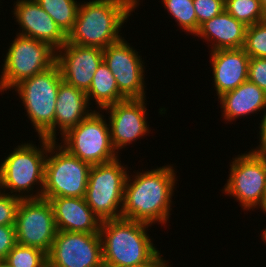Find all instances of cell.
Segmentation results:
<instances>
[{"label": "cell", "instance_id": "obj_1", "mask_svg": "<svg viewBox=\"0 0 266 267\" xmlns=\"http://www.w3.org/2000/svg\"><path fill=\"white\" fill-rule=\"evenodd\" d=\"M174 169L171 164L137 171L135 175L128 173L121 218L149 225L166 224L171 215L175 181H178Z\"/></svg>", "mask_w": 266, "mask_h": 267}, {"label": "cell", "instance_id": "obj_2", "mask_svg": "<svg viewBox=\"0 0 266 267\" xmlns=\"http://www.w3.org/2000/svg\"><path fill=\"white\" fill-rule=\"evenodd\" d=\"M84 2V3H83ZM80 2L67 43L106 48L120 41L119 33L140 0H89Z\"/></svg>", "mask_w": 266, "mask_h": 267}, {"label": "cell", "instance_id": "obj_3", "mask_svg": "<svg viewBox=\"0 0 266 267\" xmlns=\"http://www.w3.org/2000/svg\"><path fill=\"white\" fill-rule=\"evenodd\" d=\"M149 227L124 218L102 221L99 234L104 267H134L151 259L159 250L147 233Z\"/></svg>", "mask_w": 266, "mask_h": 267}, {"label": "cell", "instance_id": "obj_4", "mask_svg": "<svg viewBox=\"0 0 266 267\" xmlns=\"http://www.w3.org/2000/svg\"><path fill=\"white\" fill-rule=\"evenodd\" d=\"M38 140L40 147L38 145L37 148L32 142L17 145L0 163V191L5 193L8 189L7 194L13 193V196L21 199L42 198L49 140L43 137ZM35 185L39 189L34 191Z\"/></svg>", "mask_w": 266, "mask_h": 267}, {"label": "cell", "instance_id": "obj_5", "mask_svg": "<svg viewBox=\"0 0 266 267\" xmlns=\"http://www.w3.org/2000/svg\"><path fill=\"white\" fill-rule=\"evenodd\" d=\"M62 81L60 67L55 63L12 88L18 93L38 136L50 141H55V109Z\"/></svg>", "mask_w": 266, "mask_h": 267}, {"label": "cell", "instance_id": "obj_6", "mask_svg": "<svg viewBox=\"0 0 266 267\" xmlns=\"http://www.w3.org/2000/svg\"><path fill=\"white\" fill-rule=\"evenodd\" d=\"M92 165L49 140L42 198L85 197Z\"/></svg>", "mask_w": 266, "mask_h": 267}, {"label": "cell", "instance_id": "obj_7", "mask_svg": "<svg viewBox=\"0 0 266 267\" xmlns=\"http://www.w3.org/2000/svg\"><path fill=\"white\" fill-rule=\"evenodd\" d=\"M127 170L119 157L92 165L84 198L101 222L121 218Z\"/></svg>", "mask_w": 266, "mask_h": 267}, {"label": "cell", "instance_id": "obj_8", "mask_svg": "<svg viewBox=\"0 0 266 267\" xmlns=\"http://www.w3.org/2000/svg\"><path fill=\"white\" fill-rule=\"evenodd\" d=\"M0 72V92L7 91L24 79L45 71L56 63V50L34 38L16 34L9 44Z\"/></svg>", "mask_w": 266, "mask_h": 267}, {"label": "cell", "instance_id": "obj_9", "mask_svg": "<svg viewBox=\"0 0 266 267\" xmlns=\"http://www.w3.org/2000/svg\"><path fill=\"white\" fill-rule=\"evenodd\" d=\"M100 112L102 110H94L60 140V145L71 155L91 165L111 162L119 157L111 142L109 123Z\"/></svg>", "mask_w": 266, "mask_h": 267}, {"label": "cell", "instance_id": "obj_10", "mask_svg": "<svg viewBox=\"0 0 266 267\" xmlns=\"http://www.w3.org/2000/svg\"><path fill=\"white\" fill-rule=\"evenodd\" d=\"M241 154L232 158L221 191L241 203L243 210L259 209L266 192V159L254 148Z\"/></svg>", "mask_w": 266, "mask_h": 267}, {"label": "cell", "instance_id": "obj_11", "mask_svg": "<svg viewBox=\"0 0 266 267\" xmlns=\"http://www.w3.org/2000/svg\"><path fill=\"white\" fill-rule=\"evenodd\" d=\"M17 244L49 253L57 228L53 208L46 199H21L16 213Z\"/></svg>", "mask_w": 266, "mask_h": 267}, {"label": "cell", "instance_id": "obj_12", "mask_svg": "<svg viewBox=\"0 0 266 267\" xmlns=\"http://www.w3.org/2000/svg\"><path fill=\"white\" fill-rule=\"evenodd\" d=\"M47 267H104L100 234L57 230Z\"/></svg>", "mask_w": 266, "mask_h": 267}, {"label": "cell", "instance_id": "obj_13", "mask_svg": "<svg viewBox=\"0 0 266 267\" xmlns=\"http://www.w3.org/2000/svg\"><path fill=\"white\" fill-rule=\"evenodd\" d=\"M124 37L103 49V61L114 75L119 92L126 99L146 98L144 60Z\"/></svg>", "mask_w": 266, "mask_h": 267}, {"label": "cell", "instance_id": "obj_14", "mask_svg": "<svg viewBox=\"0 0 266 267\" xmlns=\"http://www.w3.org/2000/svg\"><path fill=\"white\" fill-rule=\"evenodd\" d=\"M145 102L146 98L125 99L102 109L110 114L108 123L111 142L117 153L150 133Z\"/></svg>", "mask_w": 266, "mask_h": 267}, {"label": "cell", "instance_id": "obj_15", "mask_svg": "<svg viewBox=\"0 0 266 267\" xmlns=\"http://www.w3.org/2000/svg\"><path fill=\"white\" fill-rule=\"evenodd\" d=\"M103 62V49L65 43L56 51V63L60 67L62 80L87 92L94 73Z\"/></svg>", "mask_w": 266, "mask_h": 267}, {"label": "cell", "instance_id": "obj_16", "mask_svg": "<svg viewBox=\"0 0 266 267\" xmlns=\"http://www.w3.org/2000/svg\"><path fill=\"white\" fill-rule=\"evenodd\" d=\"M13 6L14 19L21 27L17 34L47 43L56 51L67 42V35L36 0H17Z\"/></svg>", "mask_w": 266, "mask_h": 267}, {"label": "cell", "instance_id": "obj_17", "mask_svg": "<svg viewBox=\"0 0 266 267\" xmlns=\"http://www.w3.org/2000/svg\"><path fill=\"white\" fill-rule=\"evenodd\" d=\"M209 52H211L213 85L218 97L225 92L236 89L248 80L250 57L243 48L220 49Z\"/></svg>", "mask_w": 266, "mask_h": 267}, {"label": "cell", "instance_id": "obj_18", "mask_svg": "<svg viewBox=\"0 0 266 267\" xmlns=\"http://www.w3.org/2000/svg\"><path fill=\"white\" fill-rule=\"evenodd\" d=\"M56 228L59 231L99 233L101 220L84 197L49 198Z\"/></svg>", "mask_w": 266, "mask_h": 267}, {"label": "cell", "instance_id": "obj_19", "mask_svg": "<svg viewBox=\"0 0 266 267\" xmlns=\"http://www.w3.org/2000/svg\"><path fill=\"white\" fill-rule=\"evenodd\" d=\"M247 26L231 16L225 9L217 16L206 20L194 37L210 42V51L243 48Z\"/></svg>", "mask_w": 266, "mask_h": 267}, {"label": "cell", "instance_id": "obj_20", "mask_svg": "<svg viewBox=\"0 0 266 267\" xmlns=\"http://www.w3.org/2000/svg\"><path fill=\"white\" fill-rule=\"evenodd\" d=\"M89 106L86 92L64 81L60 83L55 109V141L59 128L58 134L61 132L62 137L94 111Z\"/></svg>", "mask_w": 266, "mask_h": 267}, {"label": "cell", "instance_id": "obj_21", "mask_svg": "<svg viewBox=\"0 0 266 267\" xmlns=\"http://www.w3.org/2000/svg\"><path fill=\"white\" fill-rule=\"evenodd\" d=\"M220 100V101H219ZM225 121H233L263 110L266 105V92L256 84L245 81L234 90L218 97Z\"/></svg>", "mask_w": 266, "mask_h": 267}, {"label": "cell", "instance_id": "obj_22", "mask_svg": "<svg viewBox=\"0 0 266 267\" xmlns=\"http://www.w3.org/2000/svg\"><path fill=\"white\" fill-rule=\"evenodd\" d=\"M88 101L95 100L98 109L102 110L126 98L119 92L114 75L103 61L94 73L89 90L86 92Z\"/></svg>", "mask_w": 266, "mask_h": 267}, {"label": "cell", "instance_id": "obj_23", "mask_svg": "<svg viewBox=\"0 0 266 267\" xmlns=\"http://www.w3.org/2000/svg\"><path fill=\"white\" fill-rule=\"evenodd\" d=\"M36 2L45 10L68 35L76 21L80 3L76 0H36Z\"/></svg>", "mask_w": 266, "mask_h": 267}, {"label": "cell", "instance_id": "obj_24", "mask_svg": "<svg viewBox=\"0 0 266 267\" xmlns=\"http://www.w3.org/2000/svg\"><path fill=\"white\" fill-rule=\"evenodd\" d=\"M224 8L247 27L266 20L260 0H225Z\"/></svg>", "mask_w": 266, "mask_h": 267}, {"label": "cell", "instance_id": "obj_25", "mask_svg": "<svg viewBox=\"0 0 266 267\" xmlns=\"http://www.w3.org/2000/svg\"><path fill=\"white\" fill-rule=\"evenodd\" d=\"M164 8L187 34L197 33V18L193 0H162Z\"/></svg>", "mask_w": 266, "mask_h": 267}, {"label": "cell", "instance_id": "obj_26", "mask_svg": "<svg viewBox=\"0 0 266 267\" xmlns=\"http://www.w3.org/2000/svg\"><path fill=\"white\" fill-rule=\"evenodd\" d=\"M10 267H47V254L41 249L16 244L4 259Z\"/></svg>", "mask_w": 266, "mask_h": 267}, {"label": "cell", "instance_id": "obj_27", "mask_svg": "<svg viewBox=\"0 0 266 267\" xmlns=\"http://www.w3.org/2000/svg\"><path fill=\"white\" fill-rule=\"evenodd\" d=\"M243 49L249 57L266 58V20L246 28Z\"/></svg>", "mask_w": 266, "mask_h": 267}, {"label": "cell", "instance_id": "obj_28", "mask_svg": "<svg viewBox=\"0 0 266 267\" xmlns=\"http://www.w3.org/2000/svg\"><path fill=\"white\" fill-rule=\"evenodd\" d=\"M225 0H193L197 18V32L202 23L220 14L225 8Z\"/></svg>", "mask_w": 266, "mask_h": 267}, {"label": "cell", "instance_id": "obj_29", "mask_svg": "<svg viewBox=\"0 0 266 267\" xmlns=\"http://www.w3.org/2000/svg\"><path fill=\"white\" fill-rule=\"evenodd\" d=\"M21 198L0 191V226L15 225Z\"/></svg>", "mask_w": 266, "mask_h": 267}, {"label": "cell", "instance_id": "obj_30", "mask_svg": "<svg viewBox=\"0 0 266 267\" xmlns=\"http://www.w3.org/2000/svg\"><path fill=\"white\" fill-rule=\"evenodd\" d=\"M248 81L256 84L266 92V58L250 57L248 66Z\"/></svg>", "mask_w": 266, "mask_h": 267}, {"label": "cell", "instance_id": "obj_31", "mask_svg": "<svg viewBox=\"0 0 266 267\" xmlns=\"http://www.w3.org/2000/svg\"><path fill=\"white\" fill-rule=\"evenodd\" d=\"M17 244L15 225L0 226V260H4Z\"/></svg>", "mask_w": 266, "mask_h": 267}, {"label": "cell", "instance_id": "obj_32", "mask_svg": "<svg viewBox=\"0 0 266 267\" xmlns=\"http://www.w3.org/2000/svg\"><path fill=\"white\" fill-rule=\"evenodd\" d=\"M167 263L163 259L162 254H160V251H158L151 259L134 267H169Z\"/></svg>", "mask_w": 266, "mask_h": 267}, {"label": "cell", "instance_id": "obj_33", "mask_svg": "<svg viewBox=\"0 0 266 267\" xmlns=\"http://www.w3.org/2000/svg\"><path fill=\"white\" fill-rule=\"evenodd\" d=\"M264 113L262 116V120L260 121L261 123H259V142H261L265 137H266V105L264 106L263 110Z\"/></svg>", "mask_w": 266, "mask_h": 267}, {"label": "cell", "instance_id": "obj_34", "mask_svg": "<svg viewBox=\"0 0 266 267\" xmlns=\"http://www.w3.org/2000/svg\"><path fill=\"white\" fill-rule=\"evenodd\" d=\"M266 159V137L255 148Z\"/></svg>", "mask_w": 266, "mask_h": 267}, {"label": "cell", "instance_id": "obj_35", "mask_svg": "<svg viewBox=\"0 0 266 267\" xmlns=\"http://www.w3.org/2000/svg\"><path fill=\"white\" fill-rule=\"evenodd\" d=\"M260 208H261L263 213H266V192H265L264 200H263Z\"/></svg>", "mask_w": 266, "mask_h": 267}, {"label": "cell", "instance_id": "obj_36", "mask_svg": "<svg viewBox=\"0 0 266 267\" xmlns=\"http://www.w3.org/2000/svg\"><path fill=\"white\" fill-rule=\"evenodd\" d=\"M262 10L266 16V0H260Z\"/></svg>", "mask_w": 266, "mask_h": 267}, {"label": "cell", "instance_id": "obj_37", "mask_svg": "<svg viewBox=\"0 0 266 267\" xmlns=\"http://www.w3.org/2000/svg\"><path fill=\"white\" fill-rule=\"evenodd\" d=\"M261 239L264 243H266V227L264 228V230H262Z\"/></svg>", "mask_w": 266, "mask_h": 267}, {"label": "cell", "instance_id": "obj_38", "mask_svg": "<svg viewBox=\"0 0 266 267\" xmlns=\"http://www.w3.org/2000/svg\"><path fill=\"white\" fill-rule=\"evenodd\" d=\"M0 267H10L5 260H0Z\"/></svg>", "mask_w": 266, "mask_h": 267}]
</instances>
